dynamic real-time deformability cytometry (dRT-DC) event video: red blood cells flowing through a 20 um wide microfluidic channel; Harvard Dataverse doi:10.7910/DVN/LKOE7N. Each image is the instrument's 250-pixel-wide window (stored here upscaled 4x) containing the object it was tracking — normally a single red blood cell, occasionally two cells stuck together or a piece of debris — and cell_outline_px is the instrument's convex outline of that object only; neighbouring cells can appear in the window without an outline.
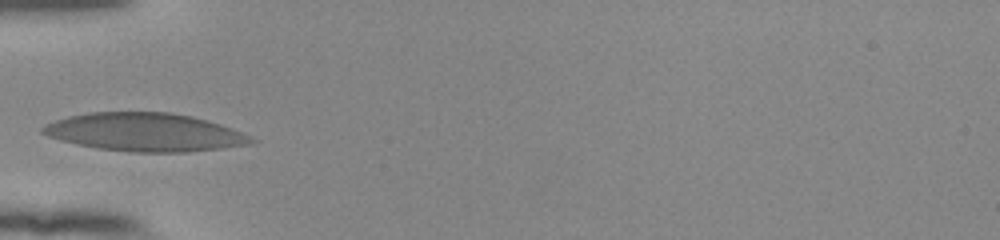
{"species": "human", "species_latin": "Homo sapiens", "temperature_condition": "room temperature", "stored_images_in_passage": 24, "camera_frame_rate_fps": 3000, "um_per_image_px": 0.085, "donor": {"sex": "female"}, "frame": {"image": 1, "passage_image": 1, "time_ms": 0.0, "image_size_px": [1000, 240], "cell_outline_px": [[260, 140], [252, 144], [188, 152], [132, 152], [96, 148], [60, 140], [48, 136], [40, 132], [40, 128], [44, 124], [68, 116], [88, 112], [172, 112], [192, 116], [208, 120], [232, 128], [252, 136]], "centroid_in_image_um": [12.34, 11.23], "position_along_channel_um": 72.7, "area_um2": 46.76}}
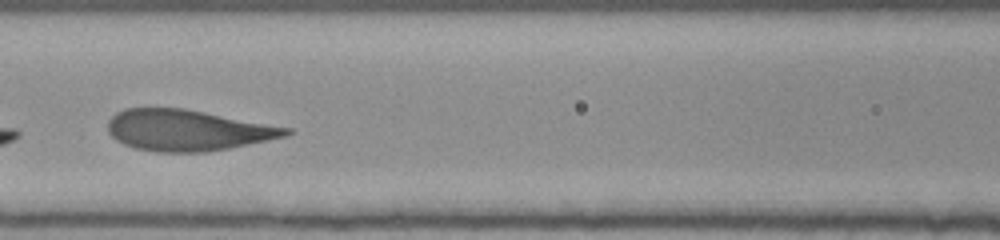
{"frame": {"image": 2, "passage_image": 7, "time_ms": 2.0, "image_size_px": [1000, 240], "cell_outline_px": [[292, 132], [288, 136], [228, 148], [204, 152], [156, 152], [136, 148], [124, 144], [116, 140], [108, 132], [108, 120], [116, 112], [124, 108], [184, 108], [292, 128]], "centroid_in_image_um": [15.93, 11.06], "position_along_channel_um": 150.7, "area_um2": 42.6}}
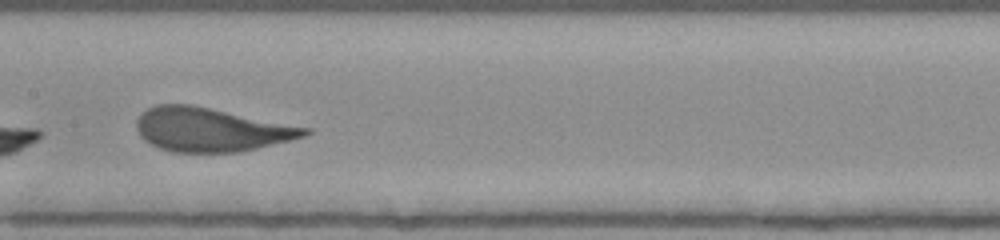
{"frame": {"image": 3, "passage_image": 10, "time_ms": 3.0, "image_size_px": [1000, 240], "cell_outline_px": [[312, 132], [304, 136], [240, 152], [172, 152], [160, 148], [144, 140], [140, 136], [136, 128], [136, 120], [148, 108], [156, 104], [192, 104], [312, 128]], "centroid_in_image_um": [17.92, 11.01], "position_along_channel_um": 189.5, "area_um2": 42.83}, "authors_computed_cell_mechanics": {"area_um2": 38.5815, "velocity_mm_per_s": 3.9062, "shape_relaxation_time_tau1_ms": 1.4621, "shape_relaxation_time_tau2_ms": null, "deformation_change_tau1": 0.0894, "deformation_change_tau2": null}}